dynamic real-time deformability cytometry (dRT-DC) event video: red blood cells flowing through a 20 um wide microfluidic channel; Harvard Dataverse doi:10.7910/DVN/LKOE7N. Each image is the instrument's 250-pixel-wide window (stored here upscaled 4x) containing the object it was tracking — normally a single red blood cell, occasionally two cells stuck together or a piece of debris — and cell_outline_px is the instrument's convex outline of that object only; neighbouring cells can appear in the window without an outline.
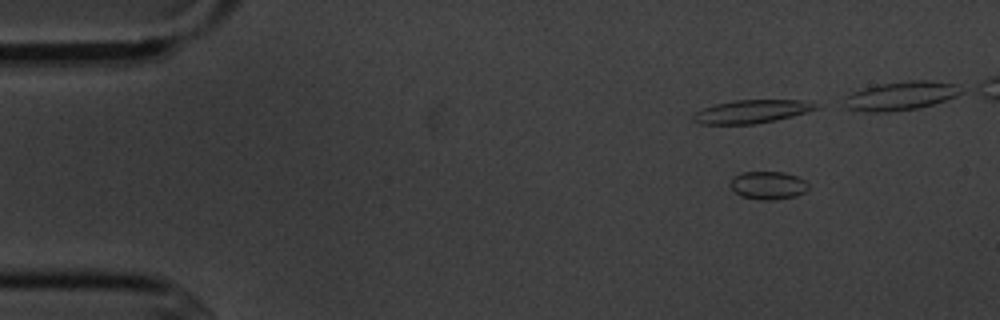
{"species": "common noctule bat (a hibernating species)", "species_latin": "Nyctalus noctula", "temperature_condition": "cold", "stored_images_in_passage": 7, "segment_of_instrument_passage": [1, 2], "camera_frame_rate_fps": 3000, "um_per_image_px": 0.085, "animal": {"sex": "male", "body_mass_g": 20.1, "forearm_length_mm": 53.5}, "frame": {"image": 1, "passage_image": 1, "time_ms": 0.0, "image_size_px": [1000, 320], "cell_outline_px": [[808, 188], [804, 192], [796, 196], [772, 200], [760, 200], [744, 196], [736, 192], [728, 184], [736, 176], [744, 172], [784, 172], [796, 176], [804, 180], [808, 184]], "centroid_in_image_um": [65.31, 15.75], "position_along_channel_um": 19.7, "area_um2": 12.54}}
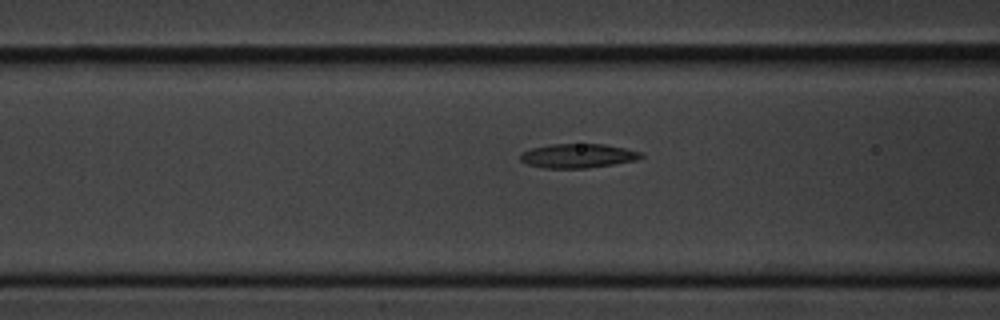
{"frame": {"image": 2, "passage_image": 6, "time_ms": 6.667, "image_size_px": [1000, 320], "cell_outline_px": [[644, 156], [636, 160], [588, 168], [544, 168], [528, 164], [520, 160], [520, 152], [532, 148], [552, 144], [604, 144], [624, 148], [640, 152]], "centroid_in_image_um": [49.09, 13.24], "position_along_channel_um": 117.5, "area_um2": 16.88}}